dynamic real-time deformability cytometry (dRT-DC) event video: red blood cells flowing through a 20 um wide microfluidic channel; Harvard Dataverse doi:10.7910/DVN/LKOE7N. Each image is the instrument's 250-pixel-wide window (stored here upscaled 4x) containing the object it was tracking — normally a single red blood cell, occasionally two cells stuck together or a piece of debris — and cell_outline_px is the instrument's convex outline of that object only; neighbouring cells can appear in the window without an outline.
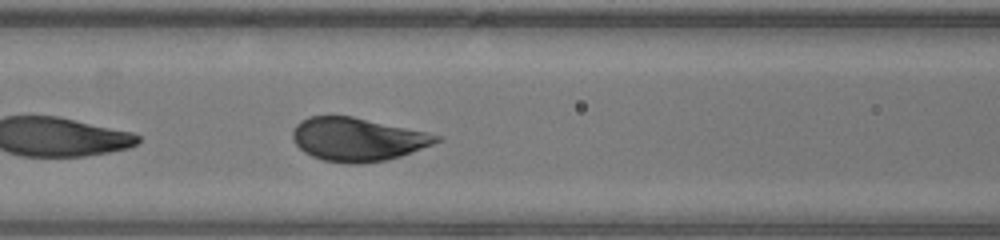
{"species": "human", "species_latin": "Homo sapiens", "temperature_condition": "warm", "stored_images_in_passage": 35, "camera_frame_rate_fps": 3000, "um_per_image_px": 0.085, "donor": {"sex": "male"}, "frame": {"image": 1, "passage_image": 14, "time_ms": 4.333, "image_size_px": [1000, 240], "cell_outline_px": [[444, 140], [400, 156], [384, 160], [356, 164], [348, 164], [324, 160], [312, 156], [304, 152], [296, 144], [292, 136], [292, 132], [296, 124], [300, 120], [308, 116], [352, 116], [444, 136]], "centroid_in_image_um": [30.39, 11.84], "position_along_channel_um": 136.2, "area_um2": 36.18}}
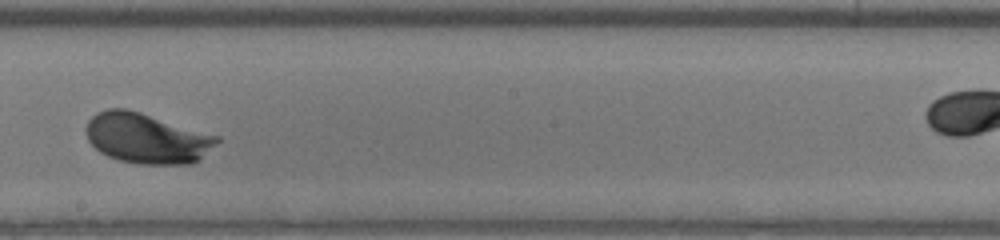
{"frame": {"image": 2, "passage_image": 21, "time_ms": 6.667, "image_size_px": [1000, 240], "cell_outline_px": [[220, 140], [200, 160], [192, 164], [140, 164], [120, 160], [108, 156], [100, 152], [88, 140], [84, 132], [84, 128], [88, 120], [96, 112], [108, 108], [128, 108], [220, 136]], "centroid_in_image_um": [12.47, 11.74], "position_along_channel_um": 235.7, "area_um2": 38.73}}
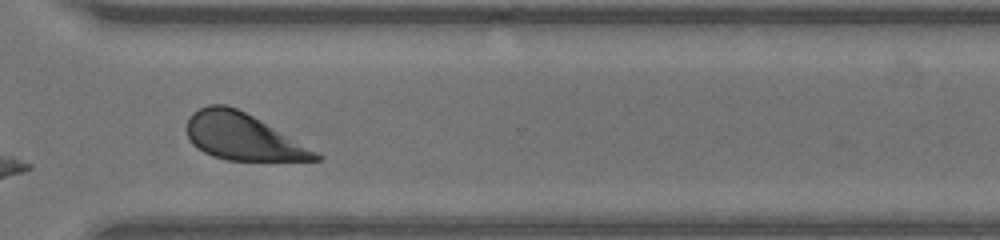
{"frame": {"image": 3, "passage_image": 29, "time_ms": 9.333, "image_size_px": [1000, 240], "cell_outline_px": [[324, 156], [320, 160], [228, 160], [212, 156], [204, 152], [192, 144], [184, 128], [192, 112], [208, 104], [224, 104], [236, 108], [260, 120], [320, 152]], "centroid_in_image_um": [20.62, 11.62], "position_along_channel_um": 350.0, "area_um2": 34.97}, "authors_computed_cell_mechanics": {"area_um2": 37.1076, "velocity_mm_per_s": 4.2889, "shape_relaxation_time_tau1_ms": 1.1208, "shape_relaxation_time_tau2_ms": null, "deformation_change_tau1": 0.1117, "deformation_change_tau2": null}}